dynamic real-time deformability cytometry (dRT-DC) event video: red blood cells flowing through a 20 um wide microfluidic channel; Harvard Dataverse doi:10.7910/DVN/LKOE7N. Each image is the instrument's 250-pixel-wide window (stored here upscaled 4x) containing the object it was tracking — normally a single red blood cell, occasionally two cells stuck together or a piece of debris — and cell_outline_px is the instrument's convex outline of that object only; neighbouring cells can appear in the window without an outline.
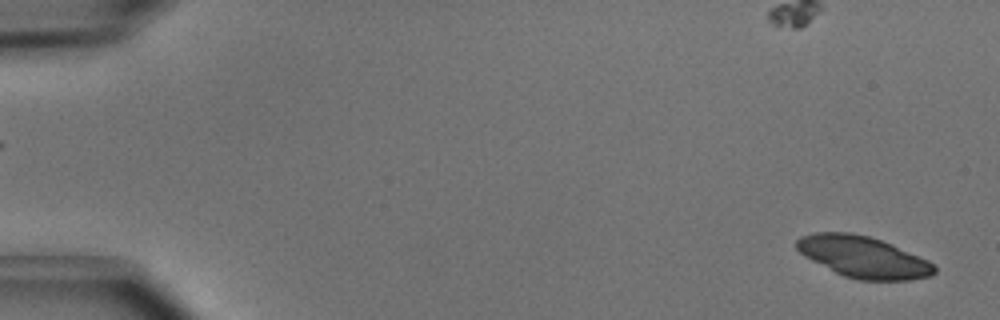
{"species": "common noctule bat (a hibernating species)", "species_latin": "Nyctalus noctula", "temperature_condition": "cold", "stored_images_in_passage": 5, "segment_of_instrument_passage": [2, 2], "camera_frame_rate_fps": 3000, "um_per_image_px": 0.085, "animal": {"sex": "male", "body_mass_g": 15.6}, "frame": {"image": 1, "passage_image": 5, "time_ms": 1.333, "image_size_px": [1000, 320], "cell_outline_px": [[936, 272], [932, 276], [912, 280], [856, 280], [844, 276], [804, 256], [796, 248], [796, 240], [800, 236], [816, 232], [852, 232], [868, 236], [892, 244], [928, 260], [936, 264]], "centroid_in_image_um": [73.4, 21.84], "position_along_channel_um": 11.6, "area_um2": 33.29}}